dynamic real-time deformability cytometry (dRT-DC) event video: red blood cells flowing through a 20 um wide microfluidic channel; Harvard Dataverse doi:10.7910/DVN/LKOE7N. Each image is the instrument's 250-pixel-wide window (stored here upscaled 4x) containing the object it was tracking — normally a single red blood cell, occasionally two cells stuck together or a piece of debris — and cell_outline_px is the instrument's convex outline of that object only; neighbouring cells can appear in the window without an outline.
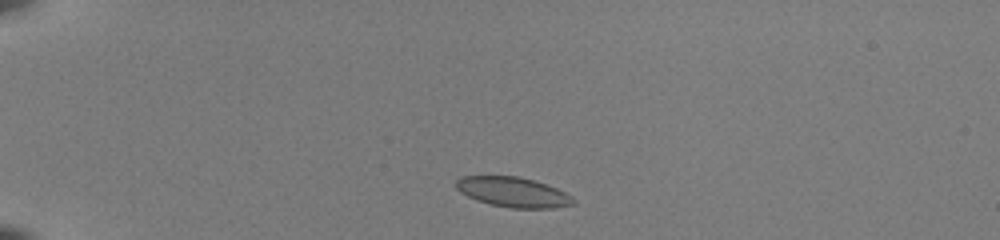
{"species": "common noctule bat (a hibernating species)", "species_latin": "Nyctalus noctula", "temperature_condition": "room temperature", "stored_images_in_passage": 39, "camera_frame_rate_fps": 3000, "um_per_image_px": 0.085, "animal": {"sex": "female", "body_mass_g": 22.0, "forearm_length_mm": 56.7}, "frame": {"image": 1, "passage_image": 1, "time_ms": 0.0, "image_size_px": [1000, 240], "cell_outline_px": [[576, 204], [552, 208], [512, 208], [492, 204], [476, 200], [460, 192], [456, 188], [456, 180], [460, 176], [516, 176], [532, 180], [556, 188], [572, 196], [576, 200]], "centroid_in_image_um": [43.61, 16.33], "position_along_channel_um": 41.4, "area_um2": 20.35}}
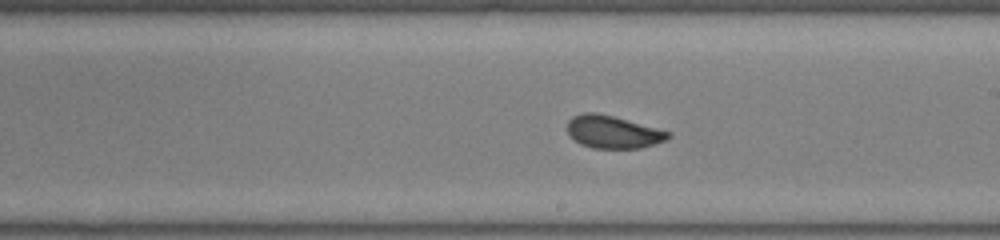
{"frame": {"image": 2, "passage_image": 20, "time_ms": 6.333, "image_size_px": [1000, 240], "cell_outline_px": [[672, 136], [668, 140], [656, 144], [640, 148], [592, 148], [580, 144], [568, 132], [568, 120], [572, 116], [584, 112], [596, 112], [612, 116], [672, 132]], "centroid_in_image_um": [52.14, 11.22], "position_along_channel_um": 236.9, "area_um2": 19.19}}
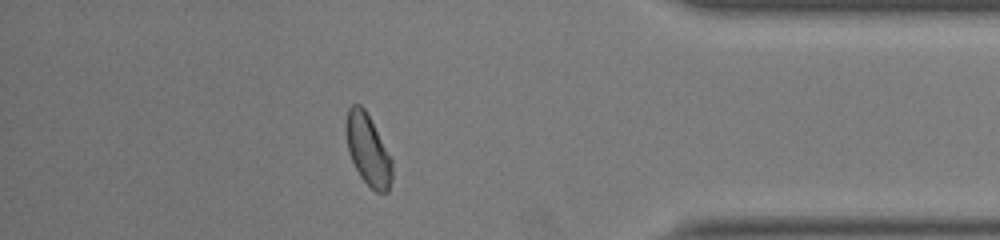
{"frame": {"image": 3, "passage_image": 34, "time_ms": 11.0, "image_size_px": [1000, 240], "cell_outline_px": [[392, 176], [388, 192], [376, 192], [360, 176], [348, 152], [344, 132], [344, 120], [348, 108], [352, 104], [360, 104], [364, 108], [392, 160]], "centroid_in_image_um": [31.23, 12.7], "position_along_channel_um": 404.0, "area_um2": 19.02}, "authors_computed_cell_mechanics": {"area_um2": 19.363, "velocity_mm_per_s": 4.0148, "shape_relaxation_time_tau1_ms": 8.169, "shape_relaxation_time_tau2_ms": 0.9171, "deformation_change_tau1": 0.1827, "deformation_change_tau2": 0.0527}}